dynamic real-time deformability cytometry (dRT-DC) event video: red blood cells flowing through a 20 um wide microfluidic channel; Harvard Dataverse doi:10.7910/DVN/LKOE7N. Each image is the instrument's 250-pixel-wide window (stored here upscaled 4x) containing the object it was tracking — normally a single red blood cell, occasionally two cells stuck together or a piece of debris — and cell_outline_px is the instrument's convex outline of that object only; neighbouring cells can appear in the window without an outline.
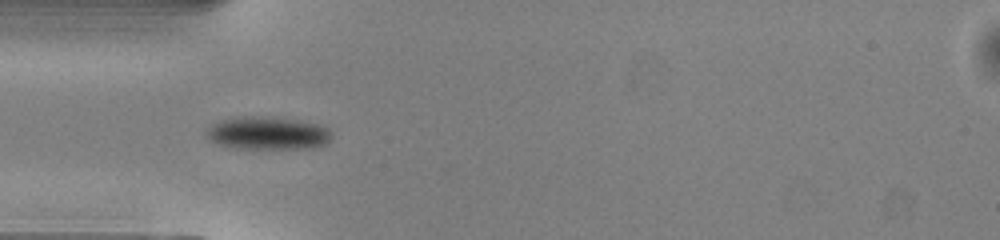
{"species": "common noctule bat (a hibernating species)", "species_latin": "Nyctalus noctula", "temperature_condition": "warm", "stored_images_in_passage": 36, "camera_frame_rate_fps": 3000, "um_per_image_px": 0.085, "animal": {"sex": "male", "body_mass_g": 13.0, "forearm_length_mm": 53.1}, "frame": {"image": 1, "passage_image": 1, "time_ms": 0.0, "image_size_px": [1000, 240], "cell_outline_px": [[332, 136], [324, 144], [312, 148], [236, 148], [220, 144], [212, 140], [204, 132], [212, 124], [236, 116], [256, 116], [300, 120], [316, 124], [328, 128]], "centroid_in_image_um": [22.75, 11.31], "position_along_channel_um": 62.2, "area_um2": 23.64}}
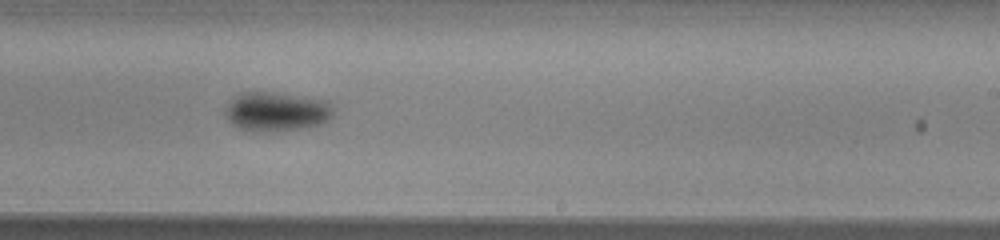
{"frame": {"image": 2, "passage_image": 16, "time_ms": 5.0, "image_size_px": [1000, 240], "cell_outline_px": [[332, 116], [328, 120], [320, 124], [300, 128], [272, 132], [256, 132], [240, 128], [228, 120], [224, 112], [228, 104], [236, 96], [244, 92], [276, 92], [328, 100], [332, 108]], "centroid_in_image_um": [23.51, 9.48], "position_along_channel_um": 265.5, "area_um2": 24.68}}
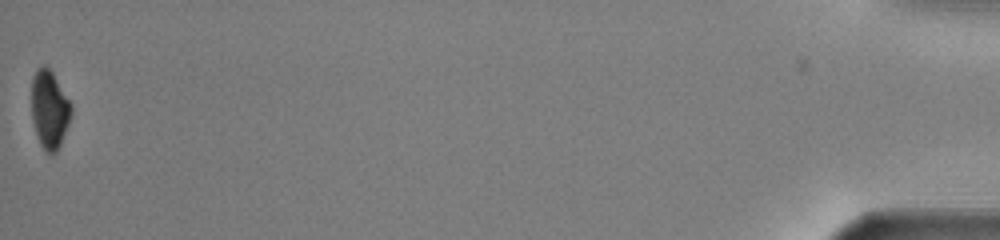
{"frame": {"image": 3, "passage_image": 36, "time_ms": 11.667, "image_size_px": [1000, 240], "cell_outline_px": [[72, 112], [68, 124], [60, 144], [56, 152], [52, 156], [44, 152], [36, 136], [32, 120], [32, 76], [36, 68], [44, 64], [52, 72], [72, 104]], "centroid_in_image_um": [4.19, 9.32], "position_along_channel_um": 431.0, "area_um2": 18.26}, "authors_computed_cell_mechanics": {"area_um2": 22.9755, "velocity_mm_per_s": 4.0872, "shape_relaxation_time_tau1_ms": 2.208, "shape_relaxation_time_tau2_ms": null, "deformation_change_tau1": 0.0937, "deformation_change_tau2": null}}